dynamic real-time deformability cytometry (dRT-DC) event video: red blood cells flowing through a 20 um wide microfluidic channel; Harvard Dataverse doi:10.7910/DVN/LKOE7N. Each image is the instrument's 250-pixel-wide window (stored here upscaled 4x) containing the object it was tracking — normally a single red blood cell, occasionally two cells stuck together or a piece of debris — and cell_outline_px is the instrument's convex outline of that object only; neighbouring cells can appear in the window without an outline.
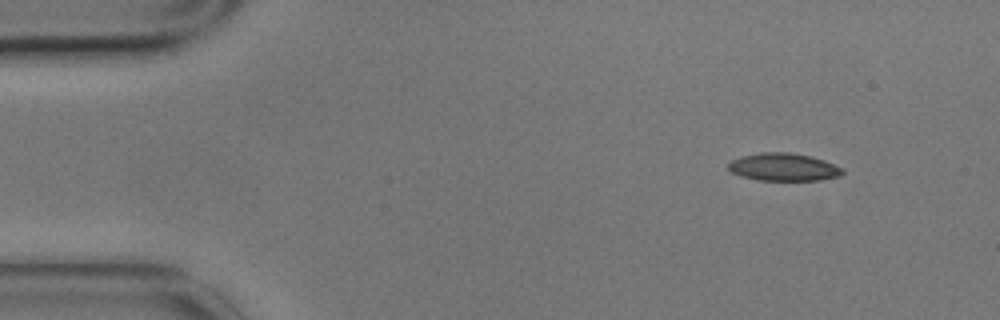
{"species": "common noctule bat (a hibernating species)", "species_latin": "Nyctalus noctula", "temperature_condition": "cold", "stored_images_in_passage": 3, "camera_frame_rate_fps": 3000, "um_per_image_px": 0.085, "animal": {"sex": "male", "body_mass_g": 17.9}, "frame": {"image": 1, "passage_image": 1, "time_ms": 0.0, "image_size_px": [1000, 320], "cell_outline_px": [[844, 172], [840, 176], [820, 180], [760, 180], [740, 176], [732, 172], [728, 168], [728, 164], [732, 160], [740, 156], [760, 152], [788, 152], [808, 156], [824, 160], [840, 168]], "centroid_in_image_um": [66.56, 14.2], "position_along_channel_um": 18.4, "area_um2": 18.26}}
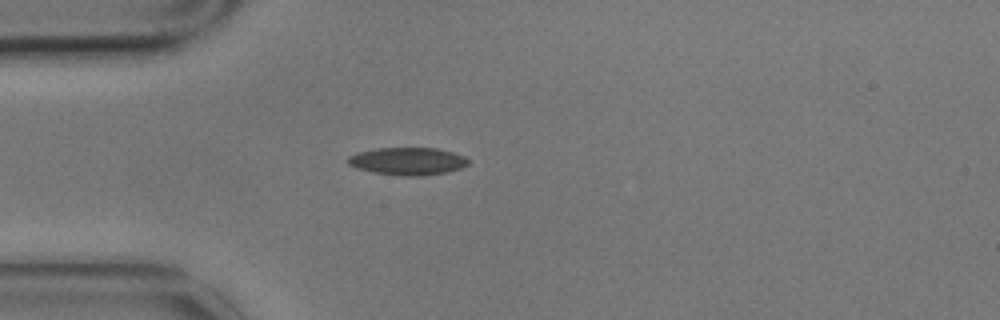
{"frame": {"image": 2, "passage_image": 3, "time_ms": 0.667, "image_size_px": [1000, 320], "cell_outline_px": [[468, 164], [460, 168], [448, 172], [420, 176], [408, 176], [372, 172], [356, 168], [348, 164], [348, 156], [356, 152], [376, 148], [436, 148], [452, 152], [464, 156], [468, 160]], "centroid_in_image_um": [34.63, 13.7], "position_along_channel_um": 50.4, "area_um2": 19.31}}